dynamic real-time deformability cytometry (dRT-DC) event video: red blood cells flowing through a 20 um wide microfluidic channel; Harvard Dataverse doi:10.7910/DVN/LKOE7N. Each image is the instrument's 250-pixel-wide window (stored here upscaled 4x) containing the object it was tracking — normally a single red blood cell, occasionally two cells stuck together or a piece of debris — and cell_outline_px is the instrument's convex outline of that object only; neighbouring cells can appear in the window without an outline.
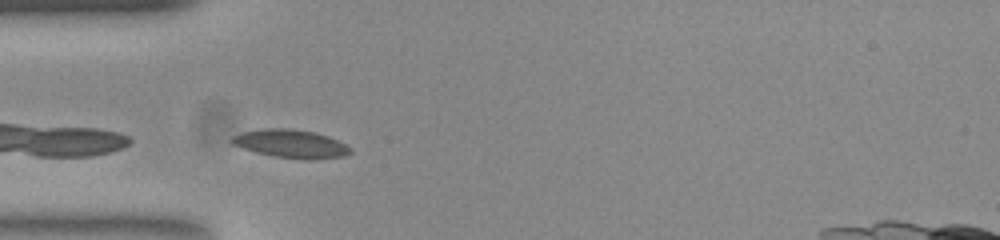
{"species": "common noctule bat (a hibernating species)", "species_latin": "Nyctalus noctula", "temperature_condition": "room temperature", "stored_images_in_passage": 27, "camera_frame_rate_fps": 3000, "um_per_image_px": 0.085, "animal": {"sex": "female", "body_mass_g": 23.0, "forearm_length_mm": 53.4}, "frame": {"image": 1, "passage_image": 1, "time_ms": 0.0, "image_size_px": [1000, 240], "cell_outline_px": [[352, 152], [344, 156], [308, 160], [272, 156], [256, 152], [232, 144], [232, 136], [244, 132], [264, 128], [288, 128], [312, 132], [328, 136], [352, 148]], "centroid_in_image_um": [24.74, 12.23], "position_along_channel_um": 60.3, "area_um2": 19.31}}
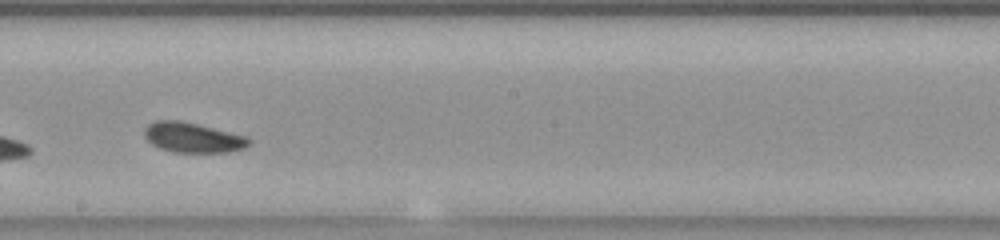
{"frame": {"image": 2, "passage_image": 15, "time_ms": 4.667, "image_size_px": [1000, 240], "cell_outline_px": [[248, 144], [244, 148], [228, 152], [176, 152], [160, 148], [152, 144], [144, 136], [144, 128], [148, 124], [156, 120], [180, 120], [244, 136], [248, 140]], "centroid_in_image_um": [16.3, 11.69], "position_along_channel_um": 231.9, "area_um2": 17.86}}
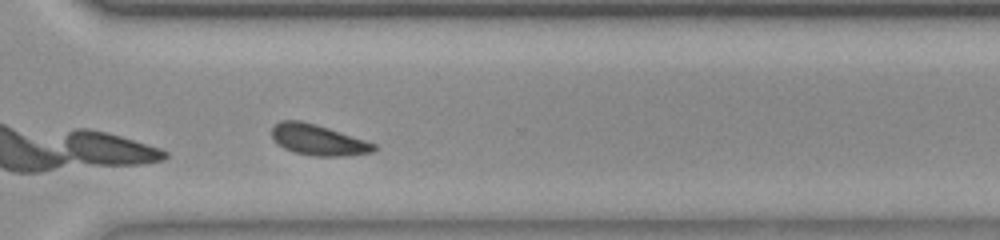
{"frame": {"image": 3, "passage_image": 24, "time_ms": 7.667, "image_size_px": [1000, 240], "cell_outline_px": [[376, 148], [372, 152], [344, 156], [316, 156], [296, 152], [284, 148], [272, 136], [272, 128], [280, 120], [300, 120], [328, 128], [376, 144]], "centroid_in_image_um": [27.04, 11.89], "position_along_channel_um": 343.6, "area_um2": 17.86}, "authors_computed_cell_mechanics": {"area_um2": 17.8024, "velocity_mm_per_s": 3.7221, "shape_relaxation_time_tau1_ms": 1.8472, "shape_relaxation_time_tau2_ms": null, "deformation_change_tau1": 0.0774, "deformation_change_tau2": null}}